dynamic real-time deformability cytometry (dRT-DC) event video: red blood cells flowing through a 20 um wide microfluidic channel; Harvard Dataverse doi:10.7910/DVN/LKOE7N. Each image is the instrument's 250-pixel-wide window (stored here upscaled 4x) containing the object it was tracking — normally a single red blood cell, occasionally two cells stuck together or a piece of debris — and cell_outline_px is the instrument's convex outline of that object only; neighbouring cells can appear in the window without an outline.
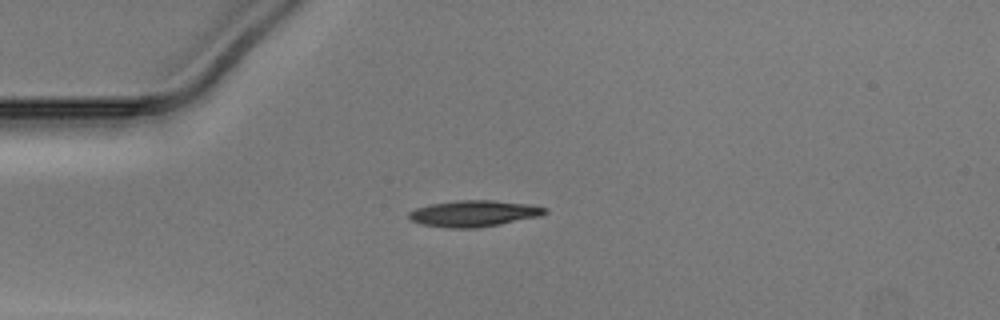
{"species": "Egyptian fruit bat (a non-hibernating species)", "species_latin": "Rousettus aegyptiacus", "temperature_condition": "warm", "stored_images_in_passage": 38, "camera_frame_rate_fps": 3000, "um_per_image_px": 0.085, "animal": {"sex": "male"}, "frame": {"image": 1, "passage_image": 1, "time_ms": 0.0, "image_size_px": [1000, 320], "cell_outline_px": [[548, 212], [540, 216], [500, 224], [476, 228], [448, 228], [420, 224], [408, 220], [408, 212], [416, 208], [428, 204], [456, 200], [492, 200], [528, 204], [548, 208]], "centroid_in_image_um": [40.23, 18.14], "position_along_channel_um": 44.8, "area_um2": 21.04}}
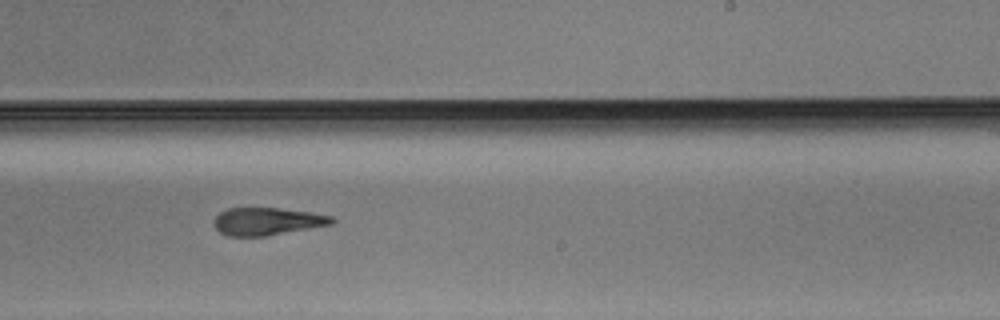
{"frame": {"image": 2, "passage_image": 19, "time_ms": 6.0, "image_size_px": [1000, 320], "cell_outline_px": [[336, 220], [332, 224], [264, 236], [228, 236], [220, 232], [212, 224], [212, 220], [220, 212], [228, 208], [276, 208], [312, 212], [332, 216]], "centroid_in_image_um": [22.68, 18.81], "position_along_channel_um": 266.3, "area_um2": 18.9}}
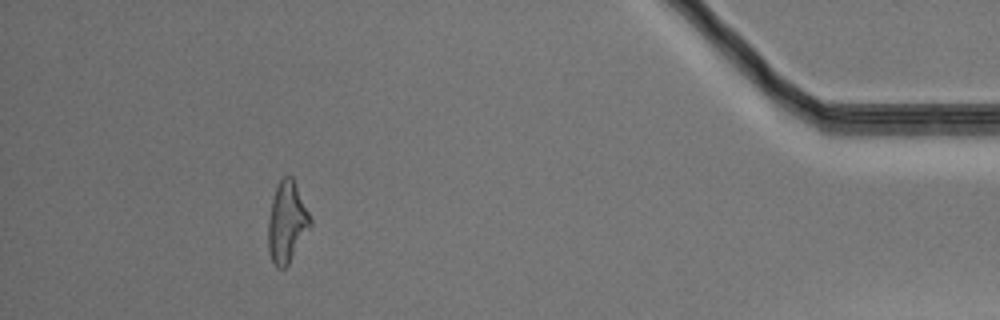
{"frame": {"image": 3, "passage_image": 34, "time_ms": 11.0, "image_size_px": [1000, 320], "cell_outline_px": [[312, 224], [288, 264], [284, 268], [276, 268], [268, 252], [268, 220], [272, 200], [276, 188], [280, 180], [284, 176], [292, 176], [312, 220]], "centroid_in_image_um": [24.37, 18.9], "position_along_channel_um": 410.8, "area_um2": 19.59}}